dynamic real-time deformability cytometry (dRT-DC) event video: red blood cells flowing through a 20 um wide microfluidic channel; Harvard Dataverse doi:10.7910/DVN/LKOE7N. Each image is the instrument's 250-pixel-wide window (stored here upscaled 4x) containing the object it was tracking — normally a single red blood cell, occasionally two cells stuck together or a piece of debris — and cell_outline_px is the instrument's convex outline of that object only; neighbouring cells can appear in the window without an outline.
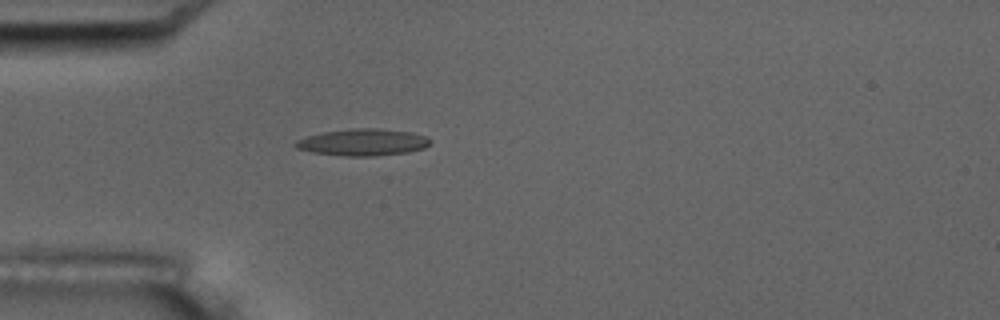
{"species": "common noctule bat (a hibernating species)", "species_latin": "Nyctalus noctula", "temperature_condition": "room temperature", "stored_images_in_passage": 5, "camera_frame_rate_fps": 3000, "um_per_image_px": 0.085, "animal": {"sex": "male", "body_mass_g": 17.5, "forearm_length_mm": 52.3}, "frame": {"image": 1, "passage_image": 5, "time_ms": 4.667, "image_size_px": [1000, 320], "cell_outline_px": [[428, 144], [424, 148], [408, 152], [376, 156], [344, 156], [312, 152], [296, 148], [292, 144], [296, 140], [308, 136], [324, 132], [352, 128], [376, 128], [412, 132], [424, 136], [428, 140]], "centroid_in_image_um": [30.8, 12.09], "position_along_channel_um": 54.2, "area_um2": 20.92}}